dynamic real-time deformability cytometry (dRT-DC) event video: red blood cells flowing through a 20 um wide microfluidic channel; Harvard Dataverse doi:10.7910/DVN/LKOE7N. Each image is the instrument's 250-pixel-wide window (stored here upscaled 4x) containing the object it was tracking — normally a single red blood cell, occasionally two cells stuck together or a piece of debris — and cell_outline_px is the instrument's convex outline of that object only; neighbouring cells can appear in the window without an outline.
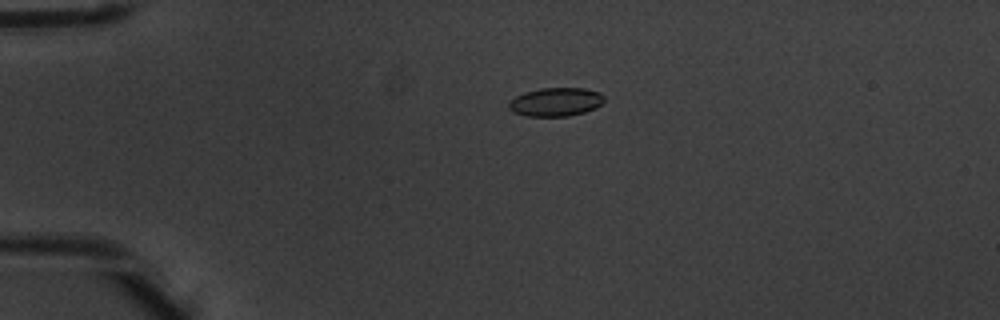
{"species": "common noctule bat (a hibernating species)", "species_latin": "Nyctalus noctula", "temperature_condition": "warm", "stored_images_in_passage": 5, "camera_frame_rate_fps": 3000, "um_per_image_px": 0.085, "animal": {"sex": "male", "body_mass_g": 20.1, "forearm_length_mm": 53.5}, "frame": {"image": 1, "passage_image": 4, "time_ms": 1.0, "image_size_px": [1000, 320], "cell_outline_px": [[604, 100], [596, 108], [584, 112], [568, 116], [528, 116], [512, 112], [508, 108], [508, 104], [516, 96], [524, 92], [540, 88], [584, 88], [600, 92], [604, 96]], "centroid_in_image_um": [47.24, 8.66], "position_along_channel_um": 37.8, "area_um2": 15.9}}